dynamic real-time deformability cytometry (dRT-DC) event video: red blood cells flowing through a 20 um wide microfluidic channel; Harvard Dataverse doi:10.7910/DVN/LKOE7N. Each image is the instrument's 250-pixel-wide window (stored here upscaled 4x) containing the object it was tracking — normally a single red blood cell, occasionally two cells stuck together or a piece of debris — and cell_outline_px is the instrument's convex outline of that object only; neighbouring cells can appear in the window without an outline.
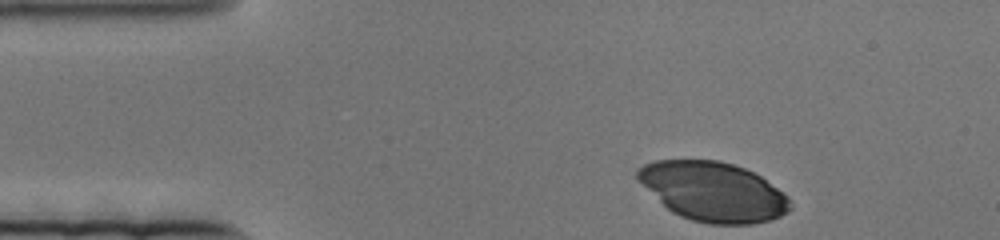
{"species": "human", "species_latin": "Homo sapiens", "temperature_condition": "cold", "stored_images_in_passage": 56, "camera_frame_rate_fps": 3000, "um_per_image_px": 0.085, "donor": {"sex": "female"}, "frame": {"image": 1, "passage_image": 1, "time_ms": 0.0, "image_size_px": [1000, 240], "cell_outline_px": [[792, 208], [788, 212], [772, 220], [752, 224], [708, 224], [692, 220], [680, 216], [672, 212], [636, 176], [636, 168], [644, 164], [656, 160], [720, 160], [744, 168], [760, 176], [784, 192], [792, 200]], "centroid_in_image_um": [60.68, 16.29], "position_along_channel_um": 24.3, "area_um2": 52.54}}